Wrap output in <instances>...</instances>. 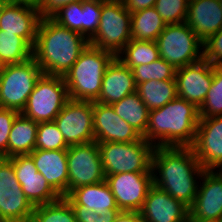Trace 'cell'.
<instances>
[{
  "label": "cell",
  "mask_w": 222,
  "mask_h": 222,
  "mask_svg": "<svg viewBox=\"0 0 222 222\" xmlns=\"http://www.w3.org/2000/svg\"><path fill=\"white\" fill-rule=\"evenodd\" d=\"M151 170L154 186L188 207L193 204L205 169L191 147H155Z\"/></svg>",
  "instance_id": "6da1fadb"
},
{
  "label": "cell",
  "mask_w": 222,
  "mask_h": 222,
  "mask_svg": "<svg viewBox=\"0 0 222 222\" xmlns=\"http://www.w3.org/2000/svg\"><path fill=\"white\" fill-rule=\"evenodd\" d=\"M89 44L79 32L62 27L51 18H42L33 58L44 74L64 77Z\"/></svg>",
  "instance_id": "7a4b0ae2"
},
{
  "label": "cell",
  "mask_w": 222,
  "mask_h": 222,
  "mask_svg": "<svg viewBox=\"0 0 222 222\" xmlns=\"http://www.w3.org/2000/svg\"><path fill=\"white\" fill-rule=\"evenodd\" d=\"M199 119V108L177 96L163 107L149 111L142 137L155 147H191Z\"/></svg>",
  "instance_id": "3957f363"
},
{
  "label": "cell",
  "mask_w": 222,
  "mask_h": 222,
  "mask_svg": "<svg viewBox=\"0 0 222 222\" xmlns=\"http://www.w3.org/2000/svg\"><path fill=\"white\" fill-rule=\"evenodd\" d=\"M114 58L111 52L89 44L64 76L69 98L96 101L101 93L106 67Z\"/></svg>",
  "instance_id": "277c9868"
},
{
  "label": "cell",
  "mask_w": 222,
  "mask_h": 222,
  "mask_svg": "<svg viewBox=\"0 0 222 222\" xmlns=\"http://www.w3.org/2000/svg\"><path fill=\"white\" fill-rule=\"evenodd\" d=\"M105 176L118 173H152V156L155 146L143 137L130 143H98Z\"/></svg>",
  "instance_id": "5b68a950"
},
{
  "label": "cell",
  "mask_w": 222,
  "mask_h": 222,
  "mask_svg": "<svg viewBox=\"0 0 222 222\" xmlns=\"http://www.w3.org/2000/svg\"><path fill=\"white\" fill-rule=\"evenodd\" d=\"M131 40V13L122 0H102L99 28L90 45L111 52L115 57Z\"/></svg>",
  "instance_id": "8992f818"
},
{
  "label": "cell",
  "mask_w": 222,
  "mask_h": 222,
  "mask_svg": "<svg viewBox=\"0 0 222 222\" xmlns=\"http://www.w3.org/2000/svg\"><path fill=\"white\" fill-rule=\"evenodd\" d=\"M159 57L175 69L203 59V42L186 22L168 24L156 39Z\"/></svg>",
  "instance_id": "52a82bcc"
},
{
  "label": "cell",
  "mask_w": 222,
  "mask_h": 222,
  "mask_svg": "<svg viewBox=\"0 0 222 222\" xmlns=\"http://www.w3.org/2000/svg\"><path fill=\"white\" fill-rule=\"evenodd\" d=\"M43 74L32 57L26 62L0 68V107L22 112L36 82Z\"/></svg>",
  "instance_id": "ba28073f"
},
{
  "label": "cell",
  "mask_w": 222,
  "mask_h": 222,
  "mask_svg": "<svg viewBox=\"0 0 222 222\" xmlns=\"http://www.w3.org/2000/svg\"><path fill=\"white\" fill-rule=\"evenodd\" d=\"M69 99L64 77L43 73L21 114L37 123L52 122Z\"/></svg>",
  "instance_id": "9c48e42d"
},
{
  "label": "cell",
  "mask_w": 222,
  "mask_h": 222,
  "mask_svg": "<svg viewBox=\"0 0 222 222\" xmlns=\"http://www.w3.org/2000/svg\"><path fill=\"white\" fill-rule=\"evenodd\" d=\"M67 165V195L78 187L96 184L106 178L96 141L69 146L67 149Z\"/></svg>",
  "instance_id": "30bf717a"
},
{
  "label": "cell",
  "mask_w": 222,
  "mask_h": 222,
  "mask_svg": "<svg viewBox=\"0 0 222 222\" xmlns=\"http://www.w3.org/2000/svg\"><path fill=\"white\" fill-rule=\"evenodd\" d=\"M34 206L18 182L12 162L0 158V221L30 222Z\"/></svg>",
  "instance_id": "8fae6325"
},
{
  "label": "cell",
  "mask_w": 222,
  "mask_h": 222,
  "mask_svg": "<svg viewBox=\"0 0 222 222\" xmlns=\"http://www.w3.org/2000/svg\"><path fill=\"white\" fill-rule=\"evenodd\" d=\"M93 120L92 101L69 99L54 122L71 146L95 141Z\"/></svg>",
  "instance_id": "7c38bea8"
},
{
  "label": "cell",
  "mask_w": 222,
  "mask_h": 222,
  "mask_svg": "<svg viewBox=\"0 0 222 222\" xmlns=\"http://www.w3.org/2000/svg\"><path fill=\"white\" fill-rule=\"evenodd\" d=\"M105 181L121 211L139 212L150 188L153 186V174L118 173L106 176Z\"/></svg>",
  "instance_id": "4fadbf2b"
},
{
  "label": "cell",
  "mask_w": 222,
  "mask_h": 222,
  "mask_svg": "<svg viewBox=\"0 0 222 222\" xmlns=\"http://www.w3.org/2000/svg\"><path fill=\"white\" fill-rule=\"evenodd\" d=\"M198 192L189 207L194 222H222V170H205Z\"/></svg>",
  "instance_id": "5bb4252c"
},
{
  "label": "cell",
  "mask_w": 222,
  "mask_h": 222,
  "mask_svg": "<svg viewBox=\"0 0 222 222\" xmlns=\"http://www.w3.org/2000/svg\"><path fill=\"white\" fill-rule=\"evenodd\" d=\"M191 148L205 170H222V116L199 119Z\"/></svg>",
  "instance_id": "9a60e30c"
},
{
  "label": "cell",
  "mask_w": 222,
  "mask_h": 222,
  "mask_svg": "<svg viewBox=\"0 0 222 222\" xmlns=\"http://www.w3.org/2000/svg\"><path fill=\"white\" fill-rule=\"evenodd\" d=\"M8 159L13 164L23 193L34 207L51 203L61 198L41 173L38 172L33 159L29 155H16Z\"/></svg>",
  "instance_id": "2e32d148"
},
{
  "label": "cell",
  "mask_w": 222,
  "mask_h": 222,
  "mask_svg": "<svg viewBox=\"0 0 222 222\" xmlns=\"http://www.w3.org/2000/svg\"><path fill=\"white\" fill-rule=\"evenodd\" d=\"M175 81L178 97L200 108L213 81V65L202 59L176 69Z\"/></svg>",
  "instance_id": "e0dca14e"
},
{
  "label": "cell",
  "mask_w": 222,
  "mask_h": 222,
  "mask_svg": "<svg viewBox=\"0 0 222 222\" xmlns=\"http://www.w3.org/2000/svg\"><path fill=\"white\" fill-rule=\"evenodd\" d=\"M93 130L97 143L139 141L142 135L121 119L111 105L93 102Z\"/></svg>",
  "instance_id": "ac0fdd59"
},
{
  "label": "cell",
  "mask_w": 222,
  "mask_h": 222,
  "mask_svg": "<svg viewBox=\"0 0 222 222\" xmlns=\"http://www.w3.org/2000/svg\"><path fill=\"white\" fill-rule=\"evenodd\" d=\"M139 213L145 222L189 221V207L154 185L150 188Z\"/></svg>",
  "instance_id": "d6986e66"
},
{
  "label": "cell",
  "mask_w": 222,
  "mask_h": 222,
  "mask_svg": "<svg viewBox=\"0 0 222 222\" xmlns=\"http://www.w3.org/2000/svg\"><path fill=\"white\" fill-rule=\"evenodd\" d=\"M41 19L37 8L8 2L1 15L0 30L22 37L33 48Z\"/></svg>",
  "instance_id": "ffe728a7"
},
{
  "label": "cell",
  "mask_w": 222,
  "mask_h": 222,
  "mask_svg": "<svg viewBox=\"0 0 222 222\" xmlns=\"http://www.w3.org/2000/svg\"><path fill=\"white\" fill-rule=\"evenodd\" d=\"M29 156L47 180L48 184L61 196H67L68 165L67 150L35 149Z\"/></svg>",
  "instance_id": "44dd1931"
},
{
  "label": "cell",
  "mask_w": 222,
  "mask_h": 222,
  "mask_svg": "<svg viewBox=\"0 0 222 222\" xmlns=\"http://www.w3.org/2000/svg\"><path fill=\"white\" fill-rule=\"evenodd\" d=\"M186 24L205 42L222 28L219 0H189Z\"/></svg>",
  "instance_id": "7402d4cb"
},
{
  "label": "cell",
  "mask_w": 222,
  "mask_h": 222,
  "mask_svg": "<svg viewBox=\"0 0 222 222\" xmlns=\"http://www.w3.org/2000/svg\"><path fill=\"white\" fill-rule=\"evenodd\" d=\"M136 87L133 71L115 57L106 67L101 93L95 102L111 105L136 92Z\"/></svg>",
  "instance_id": "603a6c76"
},
{
  "label": "cell",
  "mask_w": 222,
  "mask_h": 222,
  "mask_svg": "<svg viewBox=\"0 0 222 222\" xmlns=\"http://www.w3.org/2000/svg\"><path fill=\"white\" fill-rule=\"evenodd\" d=\"M65 198L70 205H83L97 213L107 209H119L109 185L104 180L96 184L78 187L72 190Z\"/></svg>",
  "instance_id": "cb8c5ba5"
},
{
  "label": "cell",
  "mask_w": 222,
  "mask_h": 222,
  "mask_svg": "<svg viewBox=\"0 0 222 222\" xmlns=\"http://www.w3.org/2000/svg\"><path fill=\"white\" fill-rule=\"evenodd\" d=\"M37 128V122L20 113L15 118L9 134L7 158L32 153L35 150Z\"/></svg>",
  "instance_id": "d4e9b609"
},
{
  "label": "cell",
  "mask_w": 222,
  "mask_h": 222,
  "mask_svg": "<svg viewBox=\"0 0 222 222\" xmlns=\"http://www.w3.org/2000/svg\"><path fill=\"white\" fill-rule=\"evenodd\" d=\"M167 24L154 7L131 13V39L156 41Z\"/></svg>",
  "instance_id": "484cf974"
},
{
  "label": "cell",
  "mask_w": 222,
  "mask_h": 222,
  "mask_svg": "<svg viewBox=\"0 0 222 222\" xmlns=\"http://www.w3.org/2000/svg\"><path fill=\"white\" fill-rule=\"evenodd\" d=\"M111 106L121 119L131 125L142 136L145 134L149 109L137 92L125 96L120 101L111 104Z\"/></svg>",
  "instance_id": "4316f807"
},
{
  "label": "cell",
  "mask_w": 222,
  "mask_h": 222,
  "mask_svg": "<svg viewBox=\"0 0 222 222\" xmlns=\"http://www.w3.org/2000/svg\"><path fill=\"white\" fill-rule=\"evenodd\" d=\"M136 92L149 111L163 107L178 96L175 80H149L138 84Z\"/></svg>",
  "instance_id": "83f0119b"
},
{
  "label": "cell",
  "mask_w": 222,
  "mask_h": 222,
  "mask_svg": "<svg viewBox=\"0 0 222 222\" xmlns=\"http://www.w3.org/2000/svg\"><path fill=\"white\" fill-rule=\"evenodd\" d=\"M33 57V48L13 33L0 30V65L19 64Z\"/></svg>",
  "instance_id": "f1b7e54d"
},
{
  "label": "cell",
  "mask_w": 222,
  "mask_h": 222,
  "mask_svg": "<svg viewBox=\"0 0 222 222\" xmlns=\"http://www.w3.org/2000/svg\"><path fill=\"white\" fill-rule=\"evenodd\" d=\"M116 58L132 70L138 65L152 63L160 57L156 41L131 39Z\"/></svg>",
  "instance_id": "f546056e"
},
{
  "label": "cell",
  "mask_w": 222,
  "mask_h": 222,
  "mask_svg": "<svg viewBox=\"0 0 222 222\" xmlns=\"http://www.w3.org/2000/svg\"><path fill=\"white\" fill-rule=\"evenodd\" d=\"M30 222H76L74 210L65 197L34 207Z\"/></svg>",
  "instance_id": "4dcf8cb0"
},
{
  "label": "cell",
  "mask_w": 222,
  "mask_h": 222,
  "mask_svg": "<svg viewBox=\"0 0 222 222\" xmlns=\"http://www.w3.org/2000/svg\"><path fill=\"white\" fill-rule=\"evenodd\" d=\"M136 86L149 80H175L176 69L162 58L132 69Z\"/></svg>",
  "instance_id": "1f68e13d"
},
{
  "label": "cell",
  "mask_w": 222,
  "mask_h": 222,
  "mask_svg": "<svg viewBox=\"0 0 222 222\" xmlns=\"http://www.w3.org/2000/svg\"><path fill=\"white\" fill-rule=\"evenodd\" d=\"M222 116V66H213V81L199 108L200 118Z\"/></svg>",
  "instance_id": "d6a6232c"
},
{
  "label": "cell",
  "mask_w": 222,
  "mask_h": 222,
  "mask_svg": "<svg viewBox=\"0 0 222 222\" xmlns=\"http://www.w3.org/2000/svg\"><path fill=\"white\" fill-rule=\"evenodd\" d=\"M68 147L54 121L38 123L35 149L67 150Z\"/></svg>",
  "instance_id": "836d02e7"
},
{
  "label": "cell",
  "mask_w": 222,
  "mask_h": 222,
  "mask_svg": "<svg viewBox=\"0 0 222 222\" xmlns=\"http://www.w3.org/2000/svg\"><path fill=\"white\" fill-rule=\"evenodd\" d=\"M189 0H156L154 8L168 24L186 22Z\"/></svg>",
  "instance_id": "e575fe53"
},
{
  "label": "cell",
  "mask_w": 222,
  "mask_h": 222,
  "mask_svg": "<svg viewBox=\"0 0 222 222\" xmlns=\"http://www.w3.org/2000/svg\"><path fill=\"white\" fill-rule=\"evenodd\" d=\"M50 18L62 27L77 31L82 35V1L65 5Z\"/></svg>",
  "instance_id": "d590c367"
},
{
  "label": "cell",
  "mask_w": 222,
  "mask_h": 222,
  "mask_svg": "<svg viewBox=\"0 0 222 222\" xmlns=\"http://www.w3.org/2000/svg\"><path fill=\"white\" fill-rule=\"evenodd\" d=\"M102 0L82 1V35L90 40L99 28Z\"/></svg>",
  "instance_id": "8d00e7d4"
},
{
  "label": "cell",
  "mask_w": 222,
  "mask_h": 222,
  "mask_svg": "<svg viewBox=\"0 0 222 222\" xmlns=\"http://www.w3.org/2000/svg\"><path fill=\"white\" fill-rule=\"evenodd\" d=\"M71 206L76 216V222H113L121 212L120 209H107L105 213H97L83 205Z\"/></svg>",
  "instance_id": "74e56055"
},
{
  "label": "cell",
  "mask_w": 222,
  "mask_h": 222,
  "mask_svg": "<svg viewBox=\"0 0 222 222\" xmlns=\"http://www.w3.org/2000/svg\"><path fill=\"white\" fill-rule=\"evenodd\" d=\"M20 113L13 109L0 108V158H7V142L15 118Z\"/></svg>",
  "instance_id": "f35d334b"
},
{
  "label": "cell",
  "mask_w": 222,
  "mask_h": 222,
  "mask_svg": "<svg viewBox=\"0 0 222 222\" xmlns=\"http://www.w3.org/2000/svg\"><path fill=\"white\" fill-rule=\"evenodd\" d=\"M203 59L213 66H222V28L203 42Z\"/></svg>",
  "instance_id": "ab89813d"
},
{
  "label": "cell",
  "mask_w": 222,
  "mask_h": 222,
  "mask_svg": "<svg viewBox=\"0 0 222 222\" xmlns=\"http://www.w3.org/2000/svg\"><path fill=\"white\" fill-rule=\"evenodd\" d=\"M77 1L83 0H43L38 10L42 18H50L60 8Z\"/></svg>",
  "instance_id": "60d3db41"
},
{
  "label": "cell",
  "mask_w": 222,
  "mask_h": 222,
  "mask_svg": "<svg viewBox=\"0 0 222 222\" xmlns=\"http://www.w3.org/2000/svg\"><path fill=\"white\" fill-rule=\"evenodd\" d=\"M130 13L155 6L156 0H122Z\"/></svg>",
  "instance_id": "b9f144b4"
},
{
  "label": "cell",
  "mask_w": 222,
  "mask_h": 222,
  "mask_svg": "<svg viewBox=\"0 0 222 222\" xmlns=\"http://www.w3.org/2000/svg\"><path fill=\"white\" fill-rule=\"evenodd\" d=\"M113 222H145L139 212L121 211Z\"/></svg>",
  "instance_id": "7bdbcfd3"
},
{
  "label": "cell",
  "mask_w": 222,
  "mask_h": 222,
  "mask_svg": "<svg viewBox=\"0 0 222 222\" xmlns=\"http://www.w3.org/2000/svg\"><path fill=\"white\" fill-rule=\"evenodd\" d=\"M43 0H9L11 3L24 4L39 9Z\"/></svg>",
  "instance_id": "ee69618b"
},
{
  "label": "cell",
  "mask_w": 222,
  "mask_h": 222,
  "mask_svg": "<svg viewBox=\"0 0 222 222\" xmlns=\"http://www.w3.org/2000/svg\"><path fill=\"white\" fill-rule=\"evenodd\" d=\"M9 2V0L0 1V19L4 9V6Z\"/></svg>",
  "instance_id": "f6af8a7d"
},
{
  "label": "cell",
  "mask_w": 222,
  "mask_h": 222,
  "mask_svg": "<svg viewBox=\"0 0 222 222\" xmlns=\"http://www.w3.org/2000/svg\"><path fill=\"white\" fill-rule=\"evenodd\" d=\"M219 2H220L221 9H222V0H219Z\"/></svg>",
  "instance_id": "bcb514c9"
}]
</instances>
